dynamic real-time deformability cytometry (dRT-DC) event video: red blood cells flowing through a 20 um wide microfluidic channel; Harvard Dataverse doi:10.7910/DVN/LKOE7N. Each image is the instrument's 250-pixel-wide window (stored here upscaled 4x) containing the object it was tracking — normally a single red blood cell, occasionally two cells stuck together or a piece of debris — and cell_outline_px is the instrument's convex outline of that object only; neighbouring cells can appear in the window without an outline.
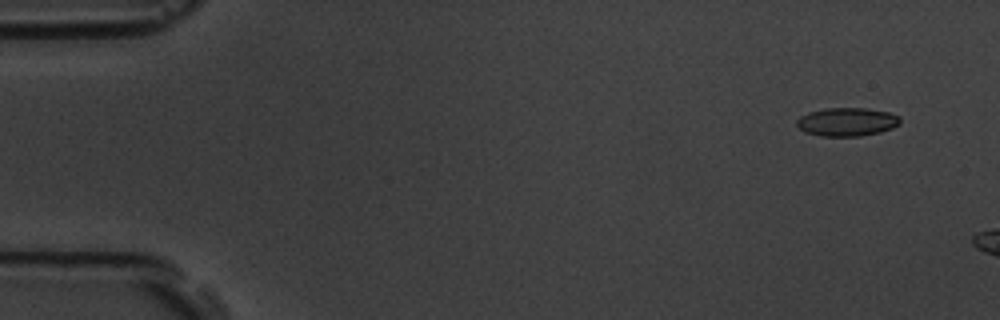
{"species": "common noctule bat (a hibernating species)", "species_latin": "Nyctalus noctula", "temperature_condition": "room temperature", "stored_images_in_passage": 3, "camera_frame_rate_fps": 3000, "um_per_image_px": 0.085, "animal": {"sex": "male", "body_mass_g": 19.5, "forearm_length_mm": 54.6}, "frame": {"image": 1, "passage_image": 1, "time_ms": 0.0, "image_size_px": [1000, 320], "cell_outline_px": [[900, 124], [892, 128], [880, 132], [860, 136], [820, 136], [804, 132], [796, 124], [796, 120], [800, 116], [808, 112], [824, 108], [864, 108], [888, 112], [900, 116]], "centroid_in_image_um": [71.97, 10.36], "position_along_channel_um": 13.0, "area_um2": 17.22}}